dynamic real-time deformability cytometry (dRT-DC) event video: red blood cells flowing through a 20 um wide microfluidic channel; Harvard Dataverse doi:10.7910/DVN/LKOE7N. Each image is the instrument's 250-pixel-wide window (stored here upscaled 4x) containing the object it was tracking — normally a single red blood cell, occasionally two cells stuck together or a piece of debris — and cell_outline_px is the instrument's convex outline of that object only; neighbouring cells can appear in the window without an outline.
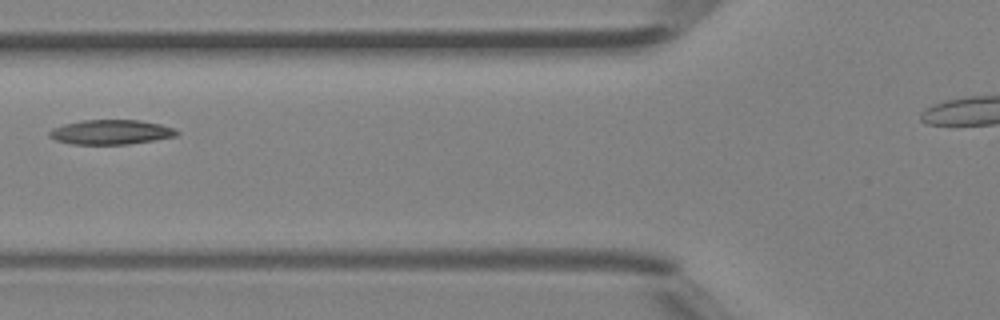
{"species": "Egyptian fruit bat (a non-hibernating species)", "species_latin": "Rousettus aegyptiacus", "temperature_condition": "room temperature", "stored_images_in_passage": 6, "camera_frame_rate_fps": 3000, "um_per_image_px": 0.085, "animal": {"sex": "female"}, "frame": {"image": 1, "passage_image": 5, "time_ms": 1.333, "image_size_px": [1000, 320], "cell_outline_px": [[180, 132], [176, 136], [128, 144], [72, 144], [56, 140], [48, 136], [48, 132], [52, 128], [64, 124], [80, 120], [140, 120], [160, 124], [172, 128]], "centroid_in_image_um": [9.39, 11.22], "position_along_channel_um": 116.4, "area_um2": 18.21}}
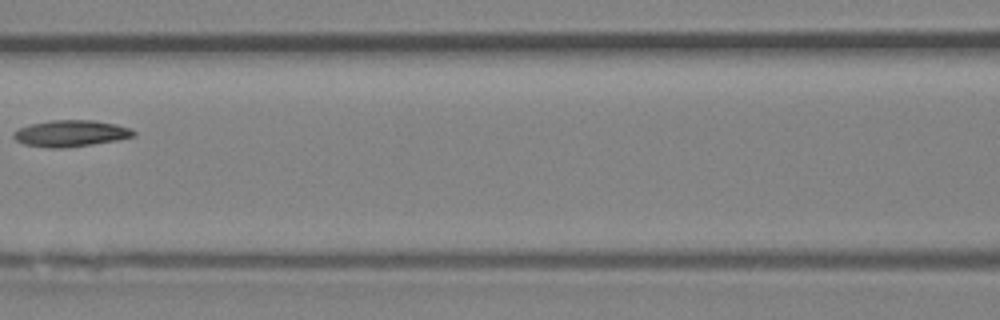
{"frame": {"image": 2, "passage_image": 6, "time_ms": 1.667, "image_size_px": [1000, 320], "cell_outline_px": [[136, 136], [116, 140], [92, 144], [64, 148], [48, 148], [24, 144], [16, 140], [12, 136], [12, 132], [20, 128], [32, 124], [52, 120], [92, 120], [116, 124], [128, 128], [136, 132]], "centroid_in_image_um": [6.0, 11.34], "position_along_channel_um": 160.6, "area_um2": 18.38}}